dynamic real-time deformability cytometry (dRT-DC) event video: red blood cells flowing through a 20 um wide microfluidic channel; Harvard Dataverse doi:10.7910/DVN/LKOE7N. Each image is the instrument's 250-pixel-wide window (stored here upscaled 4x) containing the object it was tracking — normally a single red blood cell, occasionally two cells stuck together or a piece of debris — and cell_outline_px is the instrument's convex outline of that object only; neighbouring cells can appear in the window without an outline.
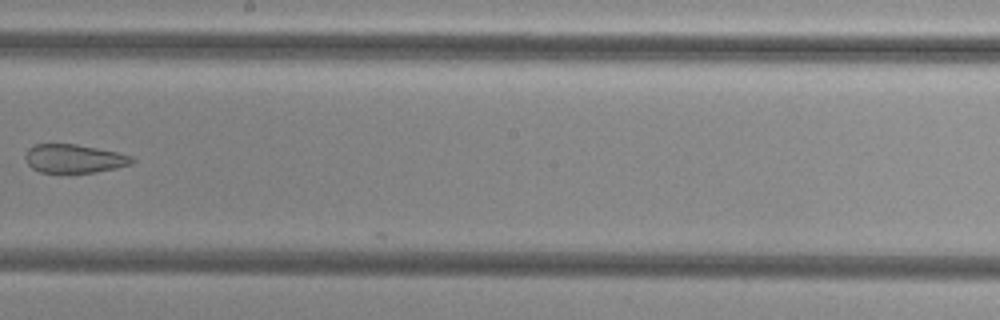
{"species": "common noctule bat (a hibernating species)", "species_latin": "Nyctalus noctula", "temperature_condition": "cold", "stored_images_in_passage": 8, "camera_frame_rate_fps": 3000, "um_per_image_px": 0.085, "animal": {"sex": "female", "body_mass_g": 29.2, "forearm_length_mm": 56.3}, "frame": {"image": 1, "passage_image": 8, "time_ms": 2.333, "image_size_px": [1000, 320], "cell_outline_px": [[136, 160], [132, 164], [116, 168], [96, 172], [40, 172], [32, 168], [28, 164], [24, 156], [28, 148], [36, 144], [76, 144], [116, 152], [132, 156]], "centroid_in_image_um": [6.3, 13.48], "position_along_channel_um": 241.9, "area_um2": 17.69}}